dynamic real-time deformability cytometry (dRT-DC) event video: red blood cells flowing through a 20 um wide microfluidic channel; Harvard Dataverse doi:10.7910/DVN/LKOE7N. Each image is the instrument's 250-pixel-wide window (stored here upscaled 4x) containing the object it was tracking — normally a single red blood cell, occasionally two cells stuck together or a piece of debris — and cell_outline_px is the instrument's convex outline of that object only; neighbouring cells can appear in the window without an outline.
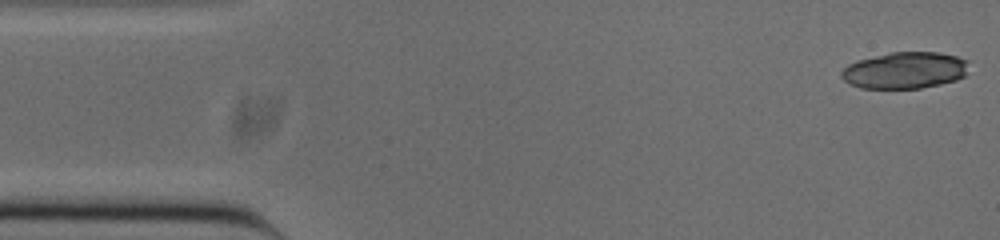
{"species": "common noctule bat (a hibernating species)", "species_latin": "Nyctalus noctula", "temperature_condition": "cold", "stored_images_in_passage": 11, "camera_frame_rate_fps": 3000, "um_per_image_px": 0.085, "animal": {"sex": "male", "body_mass_g": 20.0, "forearm_length_mm": 53.3}, "frame": {"image": 1, "passage_image": 1, "time_ms": 0.0, "image_size_px": [1000, 240], "cell_outline_px": [[968, 60], [964, 76], [956, 80], [940, 84], [920, 88], [860, 88], [848, 84], [840, 76], [840, 72], [848, 64], [856, 60], [892, 52], [936, 52], [956, 56]], "centroid_in_image_um": [76.87, 5.98], "position_along_channel_um": 8.1, "area_um2": 27.17}}